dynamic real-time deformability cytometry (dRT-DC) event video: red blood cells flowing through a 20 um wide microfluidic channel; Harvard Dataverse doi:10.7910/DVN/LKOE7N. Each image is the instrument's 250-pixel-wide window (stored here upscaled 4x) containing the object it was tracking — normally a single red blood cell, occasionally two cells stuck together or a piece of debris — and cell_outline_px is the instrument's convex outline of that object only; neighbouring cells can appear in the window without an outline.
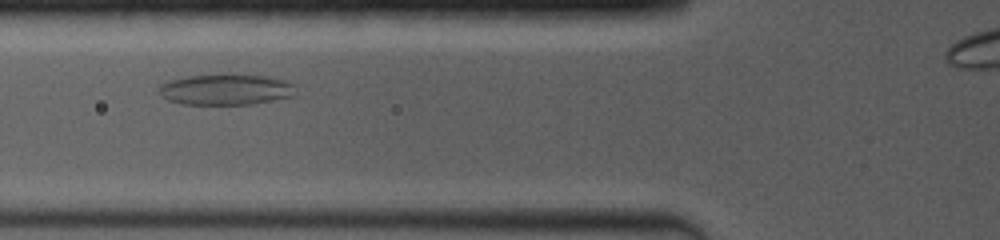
{"species": "common noctule bat (a hibernating species)", "species_latin": "Nyctalus noctula", "temperature_condition": "room temperature", "stored_images_in_passage": 16, "camera_frame_rate_fps": 4000, "um_per_image_px": 0.085, "animal": {"sex": "female", "body_mass_g": 19.0, "forearm_length_mm": 53.3}, "frame": {"image": 1, "passage_image": 6, "time_ms": 2.75, "image_size_px": [1000, 240], "cell_outline_px": [[296, 92], [292, 96], [252, 104], [180, 104], [168, 100], [160, 96], [156, 88], [160, 84], [168, 80], [188, 76], [224, 72], [236, 72], [268, 76], [284, 80], [292, 84]], "centroid_in_image_um": [19.13, 7.56], "position_along_channel_um": 106.7, "area_um2": 25.49}}
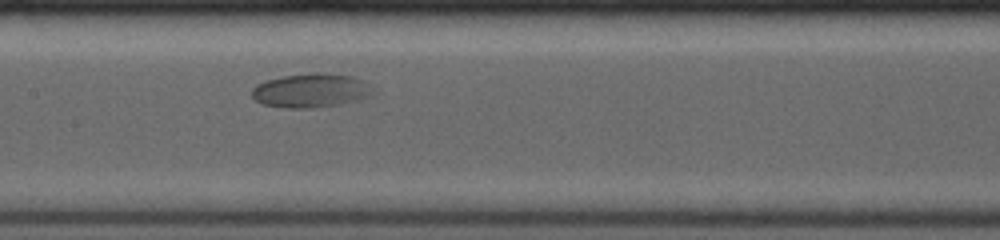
{"frame": {"image": 2, "passage_image": 10, "time_ms": 4.75, "image_size_px": [1000, 240], "cell_outline_px": [[380, 92], [376, 96], [340, 104], [312, 108], [288, 108], [264, 104], [256, 100], [252, 96], [252, 88], [256, 84], [268, 80], [284, 76], [316, 72], [324, 72], [352, 76], [372, 84]], "centroid_in_image_um": [26.57, 7.69], "position_along_channel_um": 180.8, "area_um2": 24.51}}
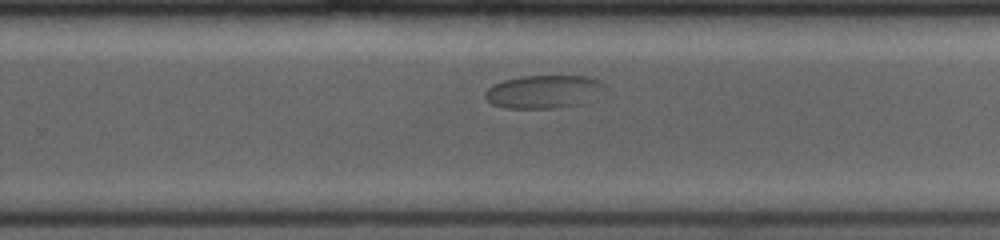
{"frame": {"image": 3, "passage_image": 15, "time_ms": 7.5, "image_size_px": [1000, 240], "cell_outline_px": [[608, 88], [580, 104], [556, 108], [504, 108], [492, 104], [484, 96], [484, 92], [492, 84], [504, 80], [524, 76], [588, 76], [600, 80]], "centroid_in_image_um": [46.2, 7.79], "position_along_channel_um": 283.6, "area_um2": 23.12}}